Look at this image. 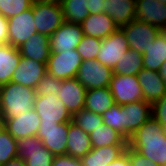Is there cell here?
I'll return each instance as SVG.
<instances>
[{
  "label": "cell",
  "instance_id": "bcb514c9",
  "mask_svg": "<svg viewBox=\"0 0 166 166\" xmlns=\"http://www.w3.org/2000/svg\"><path fill=\"white\" fill-rule=\"evenodd\" d=\"M161 34L164 36L166 40V27L161 30Z\"/></svg>",
  "mask_w": 166,
  "mask_h": 166
},
{
  "label": "cell",
  "instance_id": "ffe728a7",
  "mask_svg": "<svg viewBox=\"0 0 166 166\" xmlns=\"http://www.w3.org/2000/svg\"><path fill=\"white\" fill-rule=\"evenodd\" d=\"M80 25L85 36L101 40L118 29L114 20L106 13L90 14Z\"/></svg>",
  "mask_w": 166,
  "mask_h": 166
},
{
  "label": "cell",
  "instance_id": "277c9868",
  "mask_svg": "<svg viewBox=\"0 0 166 166\" xmlns=\"http://www.w3.org/2000/svg\"><path fill=\"white\" fill-rule=\"evenodd\" d=\"M121 29L126 36L129 49L135 50L140 54L146 52L147 48L154 44V40L161 33V30L153 25L137 19L121 27Z\"/></svg>",
  "mask_w": 166,
  "mask_h": 166
},
{
  "label": "cell",
  "instance_id": "60d3db41",
  "mask_svg": "<svg viewBox=\"0 0 166 166\" xmlns=\"http://www.w3.org/2000/svg\"><path fill=\"white\" fill-rule=\"evenodd\" d=\"M8 44V19L0 14V45Z\"/></svg>",
  "mask_w": 166,
  "mask_h": 166
},
{
  "label": "cell",
  "instance_id": "83f0119b",
  "mask_svg": "<svg viewBox=\"0 0 166 166\" xmlns=\"http://www.w3.org/2000/svg\"><path fill=\"white\" fill-rule=\"evenodd\" d=\"M143 68L159 72L162 64L166 61V40L160 33L147 51L142 54Z\"/></svg>",
  "mask_w": 166,
  "mask_h": 166
},
{
  "label": "cell",
  "instance_id": "7402d4cb",
  "mask_svg": "<svg viewBox=\"0 0 166 166\" xmlns=\"http://www.w3.org/2000/svg\"><path fill=\"white\" fill-rule=\"evenodd\" d=\"M105 13L121 28L136 19V0H105Z\"/></svg>",
  "mask_w": 166,
  "mask_h": 166
},
{
  "label": "cell",
  "instance_id": "e0dca14e",
  "mask_svg": "<svg viewBox=\"0 0 166 166\" xmlns=\"http://www.w3.org/2000/svg\"><path fill=\"white\" fill-rule=\"evenodd\" d=\"M87 89L78 81L77 78L62 80L61 90L57 96L73 115L84 109L85 96Z\"/></svg>",
  "mask_w": 166,
  "mask_h": 166
},
{
  "label": "cell",
  "instance_id": "2e32d148",
  "mask_svg": "<svg viewBox=\"0 0 166 166\" xmlns=\"http://www.w3.org/2000/svg\"><path fill=\"white\" fill-rule=\"evenodd\" d=\"M41 118L34 109L21 113L20 116L7 119L2 125L16 139L25 138L27 136H37Z\"/></svg>",
  "mask_w": 166,
  "mask_h": 166
},
{
  "label": "cell",
  "instance_id": "1f68e13d",
  "mask_svg": "<svg viewBox=\"0 0 166 166\" xmlns=\"http://www.w3.org/2000/svg\"><path fill=\"white\" fill-rule=\"evenodd\" d=\"M18 157L17 140L0 124V165Z\"/></svg>",
  "mask_w": 166,
  "mask_h": 166
},
{
  "label": "cell",
  "instance_id": "7bdbcfd3",
  "mask_svg": "<svg viewBox=\"0 0 166 166\" xmlns=\"http://www.w3.org/2000/svg\"><path fill=\"white\" fill-rule=\"evenodd\" d=\"M0 166H26V162L19 157H15L7 163L1 164Z\"/></svg>",
  "mask_w": 166,
  "mask_h": 166
},
{
  "label": "cell",
  "instance_id": "7a4b0ae2",
  "mask_svg": "<svg viewBox=\"0 0 166 166\" xmlns=\"http://www.w3.org/2000/svg\"><path fill=\"white\" fill-rule=\"evenodd\" d=\"M36 90L9 82L0 86V124L34 107Z\"/></svg>",
  "mask_w": 166,
  "mask_h": 166
},
{
  "label": "cell",
  "instance_id": "d4e9b609",
  "mask_svg": "<svg viewBox=\"0 0 166 166\" xmlns=\"http://www.w3.org/2000/svg\"><path fill=\"white\" fill-rule=\"evenodd\" d=\"M20 52L11 44L0 45V86L11 82L20 62Z\"/></svg>",
  "mask_w": 166,
  "mask_h": 166
},
{
  "label": "cell",
  "instance_id": "8d00e7d4",
  "mask_svg": "<svg viewBox=\"0 0 166 166\" xmlns=\"http://www.w3.org/2000/svg\"><path fill=\"white\" fill-rule=\"evenodd\" d=\"M152 117L162 126H166V93L151 104Z\"/></svg>",
  "mask_w": 166,
  "mask_h": 166
},
{
  "label": "cell",
  "instance_id": "7c38bea8",
  "mask_svg": "<svg viewBox=\"0 0 166 166\" xmlns=\"http://www.w3.org/2000/svg\"><path fill=\"white\" fill-rule=\"evenodd\" d=\"M35 33L33 4L29 9L8 19V44L18 48Z\"/></svg>",
  "mask_w": 166,
  "mask_h": 166
},
{
  "label": "cell",
  "instance_id": "4dcf8cb0",
  "mask_svg": "<svg viewBox=\"0 0 166 166\" xmlns=\"http://www.w3.org/2000/svg\"><path fill=\"white\" fill-rule=\"evenodd\" d=\"M72 122L79 126L83 131L91 134L96 128L103 124V118L85 108L72 115Z\"/></svg>",
  "mask_w": 166,
  "mask_h": 166
},
{
  "label": "cell",
  "instance_id": "9c48e42d",
  "mask_svg": "<svg viewBox=\"0 0 166 166\" xmlns=\"http://www.w3.org/2000/svg\"><path fill=\"white\" fill-rule=\"evenodd\" d=\"M109 88L114 102L121 106L144 100L142 88L135 75L113 74Z\"/></svg>",
  "mask_w": 166,
  "mask_h": 166
},
{
  "label": "cell",
  "instance_id": "8fae6325",
  "mask_svg": "<svg viewBox=\"0 0 166 166\" xmlns=\"http://www.w3.org/2000/svg\"><path fill=\"white\" fill-rule=\"evenodd\" d=\"M129 50L128 41L121 28L102 39L96 60L102 65L114 68L119 59Z\"/></svg>",
  "mask_w": 166,
  "mask_h": 166
},
{
  "label": "cell",
  "instance_id": "e575fe53",
  "mask_svg": "<svg viewBox=\"0 0 166 166\" xmlns=\"http://www.w3.org/2000/svg\"><path fill=\"white\" fill-rule=\"evenodd\" d=\"M103 123L110 128H114L123 135V107L114 104L110 109L102 113Z\"/></svg>",
  "mask_w": 166,
  "mask_h": 166
},
{
  "label": "cell",
  "instance_id": "d590c367",
  "mask_svg": "<svg viewBox=\"0 0 166 166\" xmlns=\"http://www.w3.org/2000/svg\"><path fill=\"white\" fill-rule=\"evenodd\" d=\"M62 80L46 73L35 88L36 96L57 95L61 90Z\"/></svg>",
  "mask_w": 166,
  "mask_h": 166
},
{
  "label": "cell",
  "instance_id": "c3c4849f",
  "mask_svg": "<svg viewBox=\"0 0 166 166\" xmlns=\"http://www.w3.org/2000/svg\"><path fill=\"white\" fill-rule=\"evenodd\" d=\"M163 133H164V135L166 136V126L163 127Z\"/></svg>",
  "mask_w": 166,
  "mask_h": 166
},
{
  "label": "cell",
  "instance_id": "5bb4252c",
  "mask_svg": "<svg viewBox=\"0 0 166 166\" xmlns=\"http://www.w3.org/2000/svg\"><path fill=\"white\" fill-rule=\"evenodd\" d=\"M123 136L128 140L152 117L151 103L139 100L123 105Z\"/></svg>",
  "mask_w": 166,
  "mask_h": 166
},
{
  "label": "cell",
  "instance_id": "9a60e30c",
  "mask_svg": "<svg viewBox=\"0 0 166 166\" xmlns=\"http://www.w3.org/2000/svg\"><path fill=\"white\" fill-rule=\"evenodd\" d=\"M46 73V64L21 56L11 82L35 89Z\"/></svg>",
  "mask_w": 166,
  "mask_h": 166
},
{
  "label": "cell",
  "instance_id": "52a82bcc",
  "mask_svg": "<svg viewBox=\"0 0 166 166\" xmlns=\"http://www.w3.org/2000/svg\"><path fill=\"white\" fill-rule=\"evenodd\" d=\"M112 76V68L91 59L82 61L76 78L88 90L109 87Z\"/></svg>",
  "mask_w": 166,
  "mask_h": 166
},
{
  "label": "cell",
  "instance_id": "ab89813d",
  "mask_svg": "<svg viewBox=\"0 0 166 166\" xmlns=\"http://www.w3.org/2000/svg\"><path fill=\"white\" fill-rule=\"evenodd\" d=\"M87 9L90 14L105 13V0H87Z\"/></svg>",
  "mask_w": 166,
  "mask_h": 166
},
{
  "label": "cell",
  "instance_id": "74e56055",
  "mask_svg": "<svg viewBox=\"0 0 166 166\" xmlns=\"http://www.w3.org/2000/svg\"><path fill=\"white\" fill-rule=\"evenodd\" d=\"M127 155L130 160V166H159L129 146H127Z\"/></svg>",
  "mask_w": 166,
  "mask_h": 166
},
{
  "label": "cell",
  "instance_id": "f6af8a7d",
  "mask_svg": "<svg viewBox=\"0 0 166 166\" xmlns=\"http://www.w3.org/2000/svg\"><path fill=\"white\" fill-rule=\"evenodd\" d=\"M57 0H33V2H53Z\"/></svg>",
  "mask_w": 166,
  "mask_h": 166
},
{
  "label": "cell",
  "instance_id": "4fadbf2b",
  "mask_svg": "<svg viewBox=\"0 0 166 166\" xmlns=\"http://www.w3.org/2000/svg\"><path fill=\"white\" fill-rule=\"evenodd\" d=\"M84 36L80 24L64 21L63 24L49 36L51 53H61L74 50Z\"/></svg>",
  "mask_w": 166,
  "mask_h": 166
},
{
  "label": "cell",
  "instance_id": "d6a6232c",
  "mask_svg": "<svg viewBox=\"0 0 166 166\" xmlns=\"http://www.w3.org/2000/svg\"><path fill=\"white\" fill-rule=\"evenodd\" d=\"M101 44V39L84 35L76 50L80 54L82 60L96 59Z\"/></svg>",
  "mask_w": 166,
  "mask_h": 166
},
{
  "label": "cell",
  "instance_id": "d6986e66",
  "mask_svg": "<svg viewBox=\"0 0 166 166\" xmlns=\"http://www.w3.org/2000/svg\"><path fill=\"white\" fill-rule=\"evenodd\" d=\"M137 79L142 88L144 101L154 103L166 93V83L159 72L143 68Z\"/></svg>",
  "mask_w": 166,
  "mask_h": 166
},
{
  "label": "cell",
  "instance_id": "603a6c76",
  "mask_svg": "<svg viewBox=\"0 0 166 166\" xmlns=\"http://www.w3.org/2000/svg\"><path fill=\"white\" fill-rule=\"evenodd\" d=\"M92 148L90 134L71 122L68 127L67 135V155L81 159Z\"/></svg>",
  "mask_w": 166,
  "mask_h": 166
},
{
  "label": "cell",
  "instance_id": "836d02e7",
  "mask_svg": "<svg viewBox=\"0 0 166 166\" xmlns=\"http://www.w3.org/2000/svg\"><path fill=\"white\" fill-rule=\"evenodd\" d=\"M32 0H0V14L9 19L32 7Z\"/></svg>",
  "mask_w": 166,
  "mask_h": 166
},
{
  "label": "cell",
  "instance_id": "44dd1931",
  "mask_svg": "<svg viewBox=\"0 0 166 166\" xmlns=\"http://www.w3.org/2000/svg\"><path fill=\"white\" fill-rule=\"evenodd\" d=\"M18 49L21 56L47 65L51 54L49 36L35 33Z\"/></svg>",
  "mask_w": 166,
  "mask_h": 166
},
{
  "label": "cell",
  "instance_id": "f546056e",
  "mask_svg": "<svg viewBox=\"0 0 166 166\" xmlns=\"http://www.w3.org/2000/svg\"><path fill=\"white\" fill-rule=\"evenodd\" d=\"M64 21L81 24L89 15L87 0H59Z\"/></svg>",
  "mask_w": 166,
  "mask_h": 166
},
{
  "label": "cell",
  "instance_id": "484cf974",
  "mask_svg": "<svg viewBox=\"0 0 166 166\" xmlns=\"http://www.w3.org/2000/svg\"><path fill=\"white\" fill-rule=\"evenodd\" d=\"M115 104L109 87L88 89L85 96L86 110L102 115Z\"/></svg>",
  "mask_w": 166,
  "mask_h": 166
},
{
  "label": "cell",
  "instance_id": "5b68a950",
  "mask_svg": "<svg viewBox=\"0 0 166 166\" xmlns=\"http://www.w3.org/2000/svg\"><path fill=\"white\" fill-rule=\"evenodd\" d=\"M82 61L76 49L51 53L46 65L47 73L60 80L76 78Z\"/></svg>",
  "mask_w": 166,
  "mask_h": 166
},
{
  "label": "cell",
  "instance_id": "f1b7e54d",
  "mask_svg": "<svg viewBox=\"0 0 166 166\" xmlns=\"http://www.w3.org/2000/svg\"><path fill=\"white\" fill-rule=\"evenodd\" d=\"M143 69L142 54L129 49L116 63L113 68V74L117 75H135Z\"/></svg>",
  "mask_w": 166,
  "mask_h": 166
},
{
  "label": "cell",
  "instance_id": "ee69618b",
  "mask_svg": "<svg viewBox=\"0 0 166 166\" xmlns=\"http://www.w3.org/2000/svg\"><path fill=\"white\" fill-rule=\"evenodd\" d=\"M159 74L161 78L163 79V81L166 83V61L162 64L159 70Z\"/></svg>",
  "mask_w": 166,
  "mask_h": 166
},
{
  "label": "cell",
  "instance_id": "cb8c5ba5",
  "mask_svg": "<svg viewBox=\"0 0 166 166\" xmlns=\"http://www.w3.org/2000/svg\"><path fill=\"white\" fill-rule=\"evenodd\" d=\"M127 146H106L92 148L81 158L83 166H107L120 157Z\"/></svg>",
  "mask_w": 166,
  "mask_h": 166
},
{
  "label": "cell",
  "instance_id": "8992f818",
  "mask_svg": "<svg viewBox=\"0 0 166 166\" xmlns=\"http://www.w3.org/2000/svg\"><path fill=\"white\" fill-rule=\"evenodd\" d=\"M33 109L41 118V123L72 122V115L57 95L36 96Z\"/></svg>",
  "mask_w": 166,
  "mask_h": 166
},
{
  "label": "cell",
  "instance_id": "7dc6e473",
  "mask_svg": "<svg viewBox=\"0 0 166 166\" xmlns=\"http://www.w3.org/2000/svg\"><path fill=\"white\" fill-rule=\"evenodd\" d=\"M157 1H160L162 4L166 5V0H157Z\"/></svg>",
  "mask_w": 166,
  "mask_h": 166
},
{
  "label": "cell",
  "instance_id": "30bf717a",
  "mask_svg": "<svg viewBox=\"0 0 166 166\" xmlns=\"http://www.w3.org/2000/svg\"><path fill=\"white\" fill-rule=\"evenodd\" d=\"M70 123L40 124L37 137L54 156L67 155V135Z\"/></svg>",
  "mask_w": 166,
  "mask_h": 166
},
{
  "label": "cell",
  "instance_id": "ba28073f",
  "mask_svg": "<svg viewBox=\"0 0 166 166\" xmlns=\"http://www.w3.org/2000/svg\"><path fill=\"white\" fill-rule=\"evenodd\" d=\"M17 151L18 157L26 162V166H51L55 157L37 136L17 140Z\"/></svg>",
  "mask_w": 166,
  "mask_h": 166
},
{
  "label": "cell",
  "instance_id": "4316f807",
  "mask_svg": "<svg viewBox=\"0 0 166 166\" xmlns=\"http://www.w3.org/2000/svg\"><path fill=\"white\" fill-rule=\"evenodd\" d=\"M90 141L93 148L106 146H128V140L104 123L90 134Z\"/></svg>",
  "mask_w": 166,
  "mask_h": 166
},
{
  "label": "cell",
  "instance_id": "b9f144b4",
  "mask_svg": "<svg viewBox=\"0 0 166 166\" xmlns=\"http://www.w3.org/2000/svg\"><path fill=\"white\" fill-rule=\"evenodd\" d=\"M107 166H130V160L127 155V147L125 152L120 157H118L115 161L108 164Z\"/></svg>",
  "mask_w": 166,
  "mask_h": 166
},
{
  "label": "cell",
  "instance_id": "f35d334b",
  "mask_svg": "<svg viewBox=\"0 0 166 166\" xmlns=\"http://www.w3.org/2000/svg\"><path fill=\"white\" fill-rule=\"evenodd\" d=\"M51 166H83L81 159L69 155L55 156Z\"/></svg>",
  "mask_w": 166,
  "mask_h": 166
},
{
  "label": "cell",
  "instance_id": "6da1fadb",
  "mask_svg": "<svg viewBox=\"0 0 166 166\" xmlns=\"http://www.w3.org/2000/svg\"><path fill=\"white\" fill-rule=\"evenodd\" d=\"M128 146L157 165H166V136L163 127L153 117L128 139Z\"/></svg>",
  "mask_w": 166,
  "mask_h": 166
},
{
  "label": "cell",
  "instance_id": "ac0fdd59",
  "mask_svg": "<svg viewBox=\"0 0 166 166\" xmlns=\"http://www.w3.org/2000/svg\"><path fill=\"white\" fill-rule=\"evenodd\" d=\"M136 19L162 30L166 27V5L157 0H136Z\"/></svg>",
  "mask_w": 166,
  "mask_h": 166
},
{
  "label": "cell",
  "instance_id": "3957f363",
  "mask_svg": "<svg viewBox=\"0 0 166 166\" xmlns=\"http://www.w3.org/2000/svg\"><path fill=\"white\" fill-rule=\"evenodd\" d=\"M33 19L37 33L50 36L64 22L59 0L53 2H33Z\"/></svg>",
  "mask_w": 166,
  "mask_h": 166
}]
</instances>
